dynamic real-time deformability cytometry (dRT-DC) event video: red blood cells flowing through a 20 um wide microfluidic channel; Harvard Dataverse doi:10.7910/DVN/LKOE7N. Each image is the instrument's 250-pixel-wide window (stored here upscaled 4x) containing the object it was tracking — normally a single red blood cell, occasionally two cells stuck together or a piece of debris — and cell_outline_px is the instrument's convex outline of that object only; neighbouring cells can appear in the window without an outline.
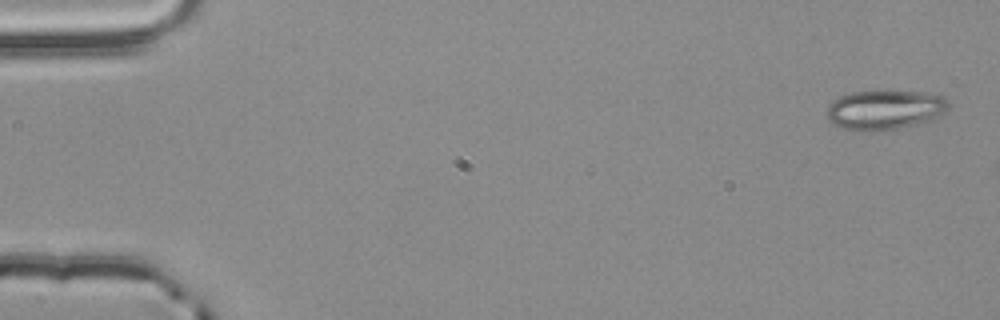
{"species": "common noctule bat (a hibernating species)", "species_latin": "Nyctalus noctula", "temperature_condition": "room temperature", "stored_images_in_passage": 3, "camera_frame_rate_fps": 3000, "um_per_image_px": 0.085, "animal": {"sex": "male", "body_mass_g": 20.4}, "frame": {"image": 1, "passage_image": 1, "time_ms": 0.0, "image_size_px": [1000, 320], "cell_outline_px": [[948, 108], [936, 120], [888, 132], [864, 132], [836, 128], [824, 116], [824, 112], [828, 104], [832, 100], [840, 96], [852, 92], [884, 88], [888, 88], [924, 92], [944, 96], [948, 100]], "centroid_in_image_um": [75.17, 9.33], "position_along_channel_um": 9.8, "area_um2": 30.29}}